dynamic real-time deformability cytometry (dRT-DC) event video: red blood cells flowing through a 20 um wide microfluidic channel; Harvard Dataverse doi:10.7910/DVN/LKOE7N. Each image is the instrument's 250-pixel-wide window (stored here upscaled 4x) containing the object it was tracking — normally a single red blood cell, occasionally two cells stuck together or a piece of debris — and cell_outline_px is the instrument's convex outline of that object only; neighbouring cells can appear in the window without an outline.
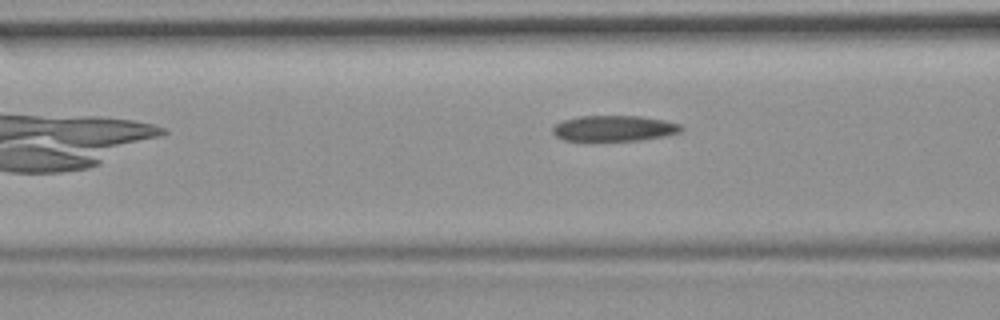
{"species": "common noctule bat (a hibernating species)", "species_latin": "Nyctalus noctula", "temperature_condition": "room temperature", "stored_images_in_passage": 35, "camera_frame_rate_fps": 3000, "um_per_image_px": 0.085, "animal": {"sex": "female", "body_mass_g": 19.9}, "frame": {"image": 1, "passage_image": 4, "time_ms": 1.0, "image_size_px": [1000, 320], "cell_outline_px": [[684, 128], [680, 132], [664, 136], [640, 140], [564, 140], [556, 136], [552, 132], [552, 128], [556, 124], [564, 120], [580, 116], [640, 116], [664, 120], [680, 124]], "centroid_in_image_um": [52.21, 10.9], "position_along_channel_um": 114.4, "area_um2": 19.07}}
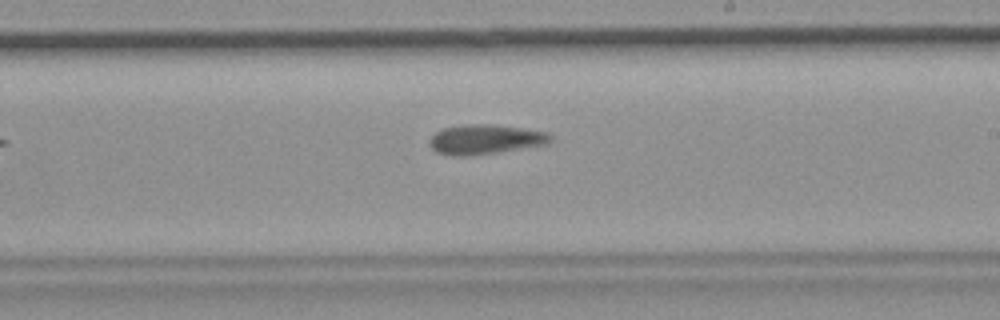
{"frame": {"image": 2, "passage_image": 15, "time_ms": 4.667, "image_size_px": [1000, 320], "cell_outline_px": [[552, 140], [544, 144], [496, 152], [460, 156], [456, 156], [436, 152], [428, 144], [428, 140], [436, 132], [444, 128], [468, 124], [492, 124], [548, 132], [552, 136]], "centroid_in_image_um": [41.21, 11.83], "position_along_channel_um": 247.8, "area_um2": 20.52}}
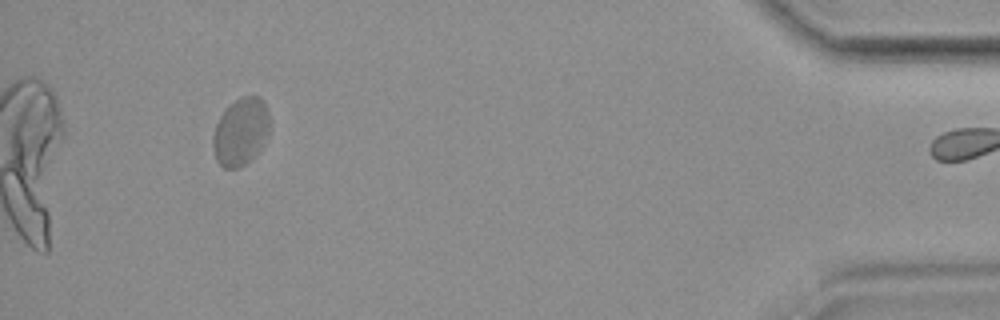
{"frame": {"image": 3, "passage_image": 34, "time_ms": 11.0, "image_size_px": [1000, 320], "cell_outline_px": [[268, 132], [264, 144], [256, 156], [252, 160], [236, 168], [224, 168], [216, 160], [212, 148], [212, 136], [216, 124], [224, 108], [240, 96], [260, 96], [264, 100], [268, 108]], "centroid_in_image_um": [20.45, 11.18], "position_along_channel_um": 414.7, "area_um2": 22.72}}